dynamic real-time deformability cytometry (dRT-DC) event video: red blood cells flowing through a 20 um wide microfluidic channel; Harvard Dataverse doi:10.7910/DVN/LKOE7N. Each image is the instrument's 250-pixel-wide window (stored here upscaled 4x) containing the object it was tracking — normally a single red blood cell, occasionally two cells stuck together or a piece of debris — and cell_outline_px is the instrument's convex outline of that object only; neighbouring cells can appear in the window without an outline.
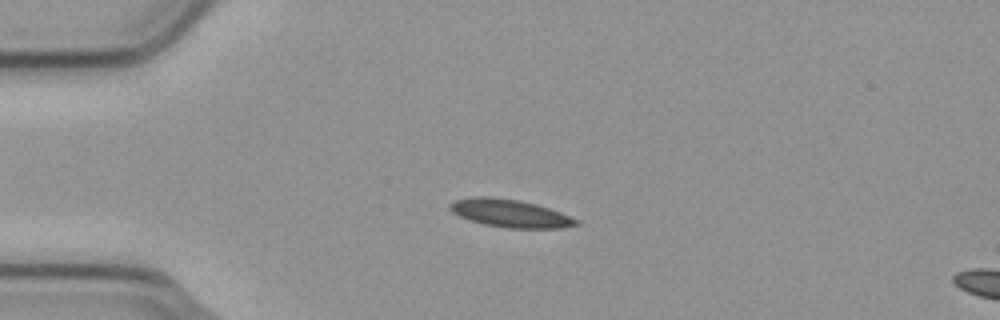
{"species": "common noctule bat (a hibernating species)", "species_latin": "Nyctalus noctula", "temperature_condition": "cold", "stored_images_in_passage": 3, "camera_frame_rate_fps": 3000, "um_per_image_px": 0.085, "animal": {"sex": "male", "body_mass_g": 23.1, "forearm_length_mm": 52.7}, "frame": {"image": 1, "passage_image": 3, "time_ms": 0.667, "image_size_px": [1000, 320], "cell_outline_px": [[580, 224], [560, 228], [508, 228], [484, 224], [468, 220], [452, 212], [448, 208], [448, 204], [456, 200], [472, 196], [488, 196], [520, 200], [536, 204], [560, 212], [580, 220]], "centroid_in_image_um": [43.34, 18.13], "position_along_channel_um": 41.7, "area_um2": 20.58}}